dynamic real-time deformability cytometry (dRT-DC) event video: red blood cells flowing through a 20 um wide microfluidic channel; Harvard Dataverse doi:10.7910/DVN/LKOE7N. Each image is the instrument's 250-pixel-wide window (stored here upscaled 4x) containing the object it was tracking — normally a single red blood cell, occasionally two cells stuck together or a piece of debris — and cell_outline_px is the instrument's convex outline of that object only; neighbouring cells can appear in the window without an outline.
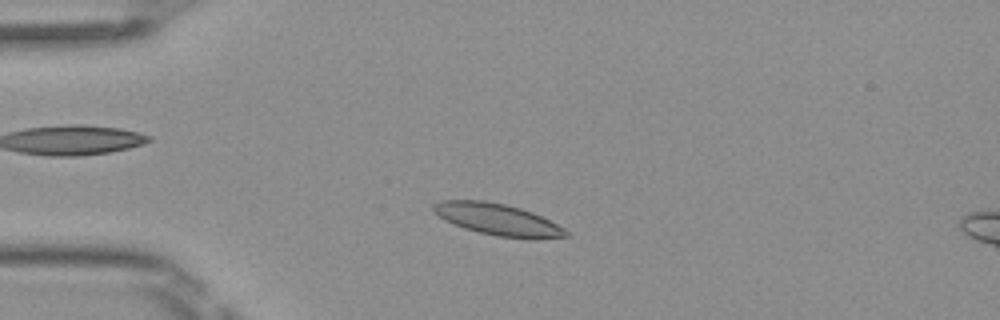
{"species": "Egyptian fruit bat (a non-hibernating species)", "species_latin": "Rousettus aegyptiacus", "temperature_condition": "room temperature", "stored_images_in_passage": 41, "camera_frame_rate_fps": 3000, "um_per_image_px": 0.085, "frame": {"image": 1, "passage_image": 3, "time_ms": 0.667, "image_size_px": [1000, 320], "cell_outline_px": [[568, 236], [496, 236], [464, 228], [452, 224], [444, 220], [432, 208], [432, 204], [440, 200], [484, 200], [504, 204], [520, 208], [532, 212], [564, 228], [568, 232]], "centroid_in_image_um": [42.17, 18.6], "position_along_channel_um": 42.8, "area_um2": 23.41}}
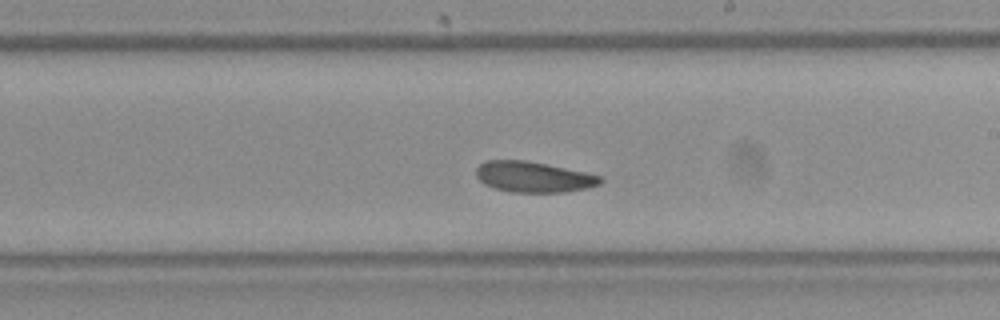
{"frame": {"image": 2, "passage_image": 20, "time_ms": 6.333, "image_size_px": [1000, 320], "cell_outline_px": [[604, 180], [600, 184], [588, 188], [564, 192], [512, 192], [496, 188], [484, 184], [476, 176], [476, 168], [480, 164], [488, 160], [524, 160], [588, 172], [600, 176]], "centroid_in_image_um": [45.37, 15.04], "position_along_channel_um": 243.6, "area_um2": 22.2}}
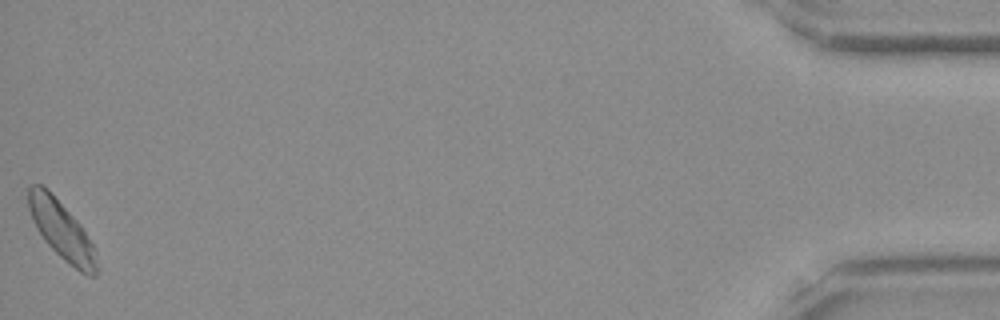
{"frame": {"image": 3, "passage_image": 41, "time_ms": 13.333, "image_size_px": [1000, 320], "cell_outline_px": [[96, 276], [88, 276], [80, 272], [64, 260], [44, 240], [36, 228], [32, 220], [28, 208], [28, 188], [32, 184], [40, 184], [48, 188], [80, 224], [96, 248]], "centroid_in_image_um": [5.22, 19.55], "position_along_channel_um": 430.0, "area_um2": 23.18}}